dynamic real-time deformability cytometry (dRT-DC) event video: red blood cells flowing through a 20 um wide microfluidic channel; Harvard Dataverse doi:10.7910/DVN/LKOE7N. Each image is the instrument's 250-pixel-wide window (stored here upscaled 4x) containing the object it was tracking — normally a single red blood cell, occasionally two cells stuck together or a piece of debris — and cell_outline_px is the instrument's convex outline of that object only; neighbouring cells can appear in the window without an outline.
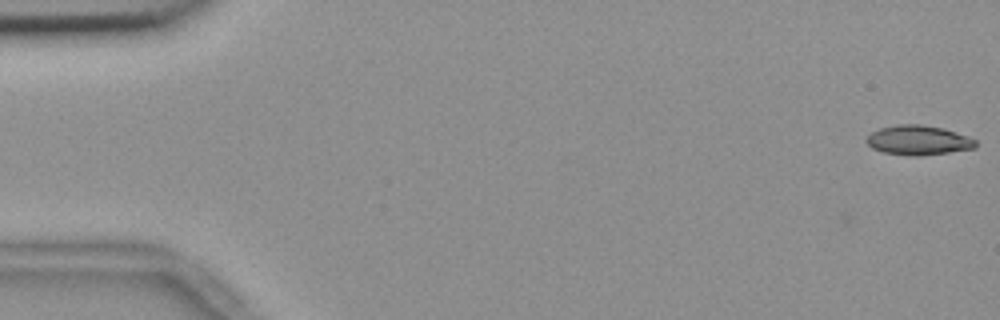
{"species": "common noctule bat (a hibernating species)", "species_latin": "Nyctalus noctula", "temperature_condition": "room temperature", "stored_images_in_passage": 3, "camera_frame_rate_fps": 3000, "um_per_image_px": 0.085, "animal": {"sex": "female", "body_mass_g": 18.4}, "frame": {"image": 1, "passage_image": 3, "time_ms": 0.667, "image_size_px": [1000, 320], "cell_outline_px": [[976, 148], [920, 156], [912, 156], [880, 152], [872, 148], [864, 140], [872, 132], [880, 128], [896, 124], [920, 124], [944, 128], [968, 136], [976, 140]], "centroid_in_image_um": [78.04, 11.92], "position_along_channel_um": 7.0, "area_um2": 18.96}}